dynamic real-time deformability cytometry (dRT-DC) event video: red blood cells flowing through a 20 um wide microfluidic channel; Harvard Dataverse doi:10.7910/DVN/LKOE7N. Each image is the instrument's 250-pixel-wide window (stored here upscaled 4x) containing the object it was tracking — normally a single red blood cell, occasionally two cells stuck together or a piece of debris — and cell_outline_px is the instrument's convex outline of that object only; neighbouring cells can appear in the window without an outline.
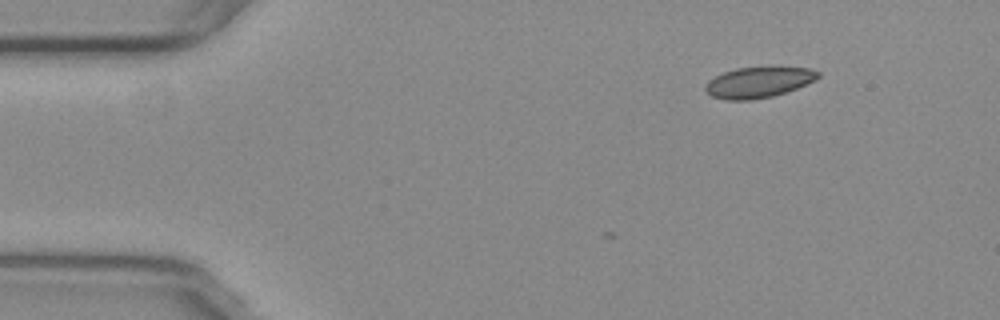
{"species": "common noctule bat (a hibernating species)", "species_latin": "Nyctalus noctula", "temperature_condition": "warm", "stored_images_in_passage": 38, "camera_frame_rate_fps": 3000, "um_per_image_px": 0.085, "animal": {"sex": "female", "body_mass_g": 29.2, "forearm_length_mm": 56.3}, "frame": {"image": 1, "passage_image": 1, "time_ms": 0.0, "image_size_px": [1000, 320], "cell_outline_px": [[820, 76], [816, 80], [796, 88], [772, 96], [748, 100], [728, 100], [712, 96], [704, 88], [704, 84], [708, 80], [724, 72], [736, 68], [768, 64], [812, 68], [820, 72]], "centroid_in_image_um": [64.52, 6.93], "position_along_channel_um": 20.5, "area_um2": 20.92}}
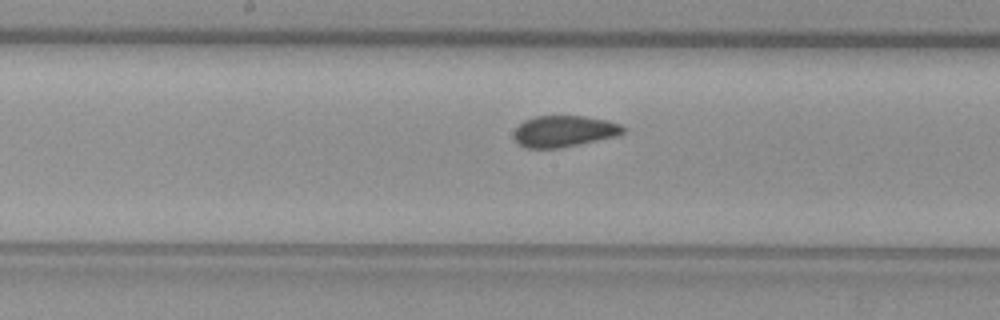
{"frame": {"image": 2, "passage_image": 22, "time_ms": 7.0, "image_size_px": [1000, 320], "cell_outline_px": [[624, 132], [616, 136], [560, 148], [524, 148], [512, 136], [512, 132], [524, 120], [536, 116], [584, 116], [608, 120], [620, 124], [624, 128]], "centroid_in_image_um": [47.91, 11.15], "position_along_channel_um": 200.3, "area_um2": 19.94}}
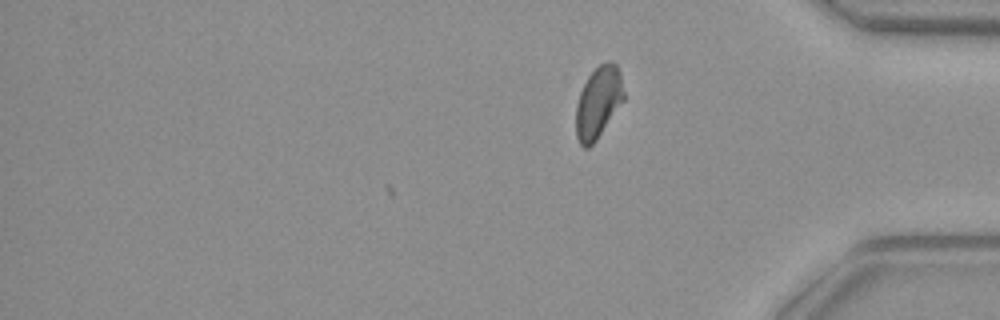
{"frame": {"image": 3, "passage_image": 38, "time_ms": 12.333, "image_size_px": [1000, 320], "cell_outline_px": [[624, 100], [596, 140], [588, 148], [584, 148], [580, 144], [576, 136], [576, 104], [580, 92], [588, 76], [600, 64], [608, 60], [616, 64], [620, 72], [624, 92]], "centroid_in_image_um": [50.85, 8.7], "position_along_channel_um": 384.3, "area_um2": 19.88}, "authors_computed_cell_mechanics": {"area_um2": 20.5768, "velocity_mm_per_s": 3.7628, "shape_relaxation_time_tau1_ms": 8.5521, "shape_relaxation_time_tau2_ms": 0.8929, "deformation_change_tau1": 0.1392, "deformation_change_tau2": 0.0674}}